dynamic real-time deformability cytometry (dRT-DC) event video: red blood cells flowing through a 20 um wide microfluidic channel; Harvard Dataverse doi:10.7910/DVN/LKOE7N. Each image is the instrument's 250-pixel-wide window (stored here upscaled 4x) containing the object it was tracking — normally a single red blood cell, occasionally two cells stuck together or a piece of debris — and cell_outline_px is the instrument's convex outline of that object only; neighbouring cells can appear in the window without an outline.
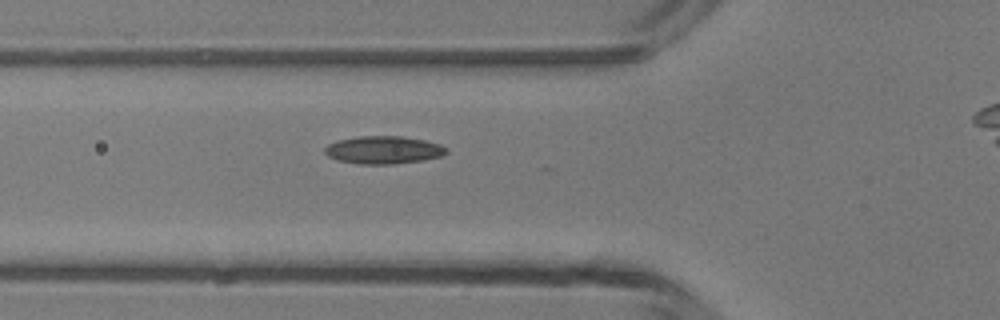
{"species": "common noctule bat (a hibernating species)", "species_latin": "Nyctalus noctula", "temperature_condition": "room temperature", "stored_images_in_passage": 20, "camera_frame_rate_fps": 3000, "um_per_image_px": 0.085, "animal": {"sex": "male", "body_mass_g": 13.3}, "frame": {"image": 1, "passage_image": 15, "time_ms": 4.667, "image_size_px": [1000, 320], "cell_outline_px": [[448, 152], [440, 156], [424, 160], [392, 164], [356, 164], [336, 160], [328, 156], [324, 152], [324, 148], [328, 144], [336, 140], [360, 136], [400, 136], [424, 140], [440, 144], [448, 148]], "centroid_in_image_um": [32.57, 12.75], "position_along_channel_um": 93.2, "area_um2": 19.83}}
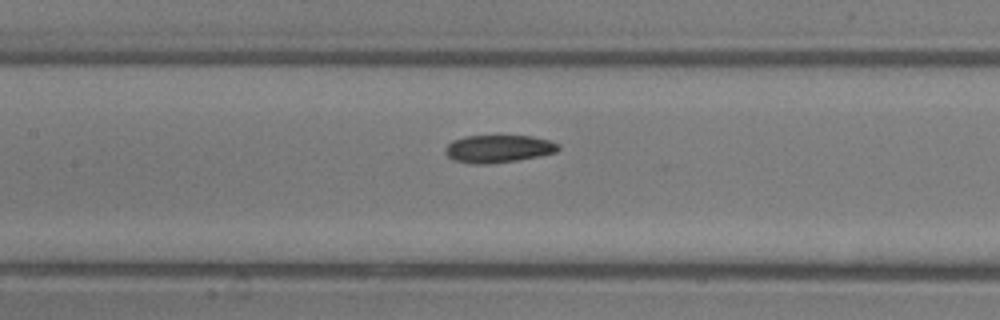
{"frame": {"image": 2, "passage_image": 20, "time_ms": 6.333, "image_size_px": [1000, 320], "cell_outline_px": [[560, 148], [556, 152], [540, 156], [516, 160], [488, 164], [472, 164], [452, 160], [444, 152], [444, 148], [452, 140], [464, 136], [532, 136], [548, 140], [560, 144]], "centroid_in_image_um": [42.33, 12.65], "position_along_channel_um": 165.1, "area_um2": 18.32}}